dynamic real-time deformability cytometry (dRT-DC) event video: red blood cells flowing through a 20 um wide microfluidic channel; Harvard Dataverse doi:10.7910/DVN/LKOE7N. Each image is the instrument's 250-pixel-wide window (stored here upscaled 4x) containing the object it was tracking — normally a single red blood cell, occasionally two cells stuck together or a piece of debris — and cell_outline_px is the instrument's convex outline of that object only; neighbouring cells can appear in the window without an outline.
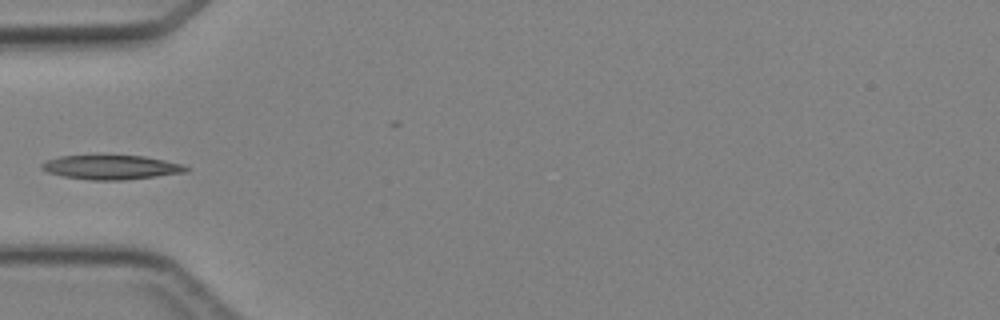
{"species": "Egyptian fruit bat (a non-hibernating species)", "species_latin": "Rousettus aegyptiacus", "temperature_condition": "cold", "stored_images_in_passage": 4, "camera_frame_rate_fps": 3000, "um_per_image_px": 0.085, "animal": {"sex": "female"}, "frame": {"image": 1, "passage_image": 4, "time_ms": 3.333, "image_size_px": [1000, 320], "cell_outline_px": [[192, 168], [188, 172], [124, 180], [92, 180], [60, 176], [48, 172], [40, 168], [40, 164], [44, 160], [60, 156], [144, 156], [184, 164]], "centroid_in_image_um": [9.46, 14.22], "position_along_channel_um": 75.5, "area_um2": 20.52}}